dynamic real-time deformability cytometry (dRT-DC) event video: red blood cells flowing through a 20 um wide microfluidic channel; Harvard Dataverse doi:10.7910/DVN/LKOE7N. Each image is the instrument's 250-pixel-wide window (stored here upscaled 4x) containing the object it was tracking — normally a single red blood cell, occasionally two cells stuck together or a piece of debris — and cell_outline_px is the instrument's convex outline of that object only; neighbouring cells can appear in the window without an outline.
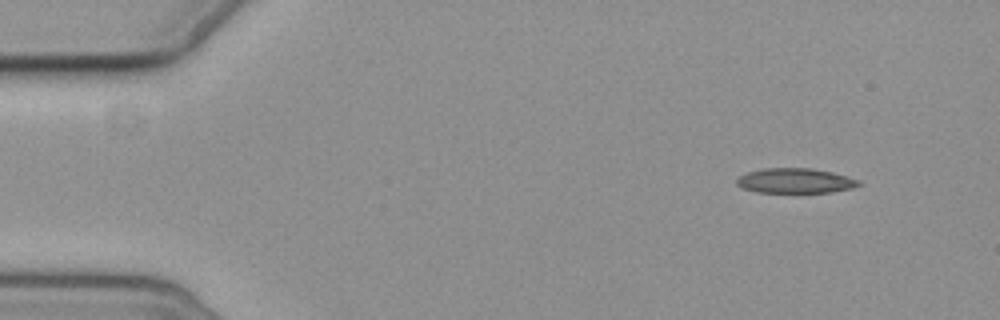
{"species": "common noctule bat (a hibernating species)", "species_latin": "Nyctalus noctula", "temperature_condition": "cold", "stored_images_in_passage": 4, "camera_frame_rate_fps": 3000, "um_per_image_px": 0.085, "animal": {"sex": "female", "body_mass_g": 19.3, "forearm_length_mm": 54.1}, "frame": {"image": 1, "passage_image": 1, "time_ms": 0.0, "image_size_px": [1000, 320], "cell_outline_px": [[860, 184], [852, 188], [832, 192], [756, 192], [744, 188], [736, 184], [736, 180], [740, 176], [748, 172], [764, 168], [812, 168], [832, 172], [860, 180]], "centroid_in_image_um": [67.6, 15.36], "position_along_channel_um": 17.4, "area_um2": 17.57}}